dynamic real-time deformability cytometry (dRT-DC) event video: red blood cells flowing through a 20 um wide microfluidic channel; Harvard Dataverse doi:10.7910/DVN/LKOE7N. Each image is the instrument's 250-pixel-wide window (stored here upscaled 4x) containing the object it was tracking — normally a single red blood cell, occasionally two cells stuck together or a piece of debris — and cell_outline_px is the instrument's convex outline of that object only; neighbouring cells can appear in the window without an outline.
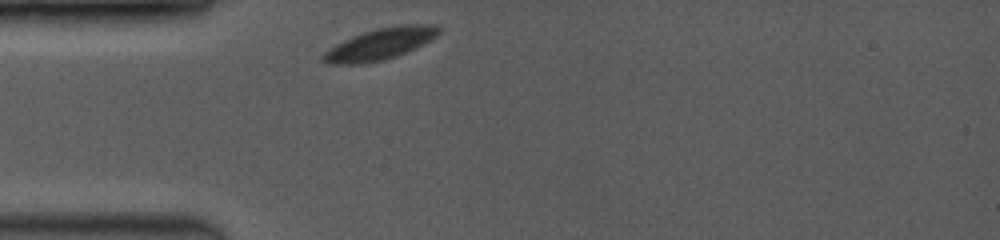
{"species": "common noctule bat (a hibernating species)", "species_latin": "Nyctalus noctula", "temperature_condition": "room temperature", "stored_images_in_passage": 45, "camera_frame_rate_fps": 3500, "um_per_image_px": 0.085, "animal": {"sex": "female", "body_mass_g": 19.0, "forearm_length_mm": 53.3}, "frame": {"image": 1, "passage_image": 1, "time_ms": 0.0, "image_size_px": [1000, 240], "cell_outline_px": [[440, 32], [432, 40], [396, 56], [384, 60], [360, 64], [328, 64], [320, 60], [320, 56], [328, 48], [352, 36], [376, 28], [404, 24], [436, 24], [440, 28]], "centroid_in_image_um": [32.29, 3.74], "position_along_channel_um": 52.7, "area_um2": 21.33}}
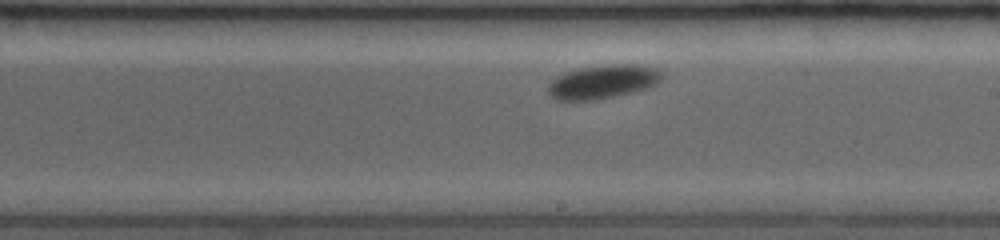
{"frame": {"image": 2, "passage_image": 30, "time_ms": 5.143, "image_size_px": [1000, 240], "cell_outline_px": [[664, 76], [656, 84], [648, 88], [632, 92], [596, 100], [556, 100], [548, 96], [548, 84], [556, 76], [580, 68], [604, 64], [640, 64], [660, 68], [664, 72]], "centroid_in_image_um": [51.29, 6.93], "position_along_channel_um": 237.7, "area_um2": 22.77}}
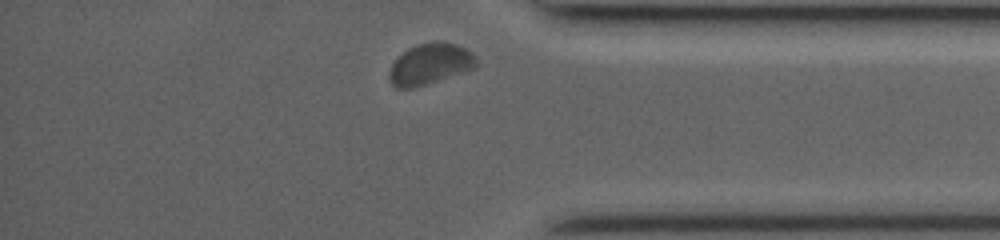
{"frame": {"image": 3, "passage_image": 45, "time_ms": 9.429, "image_size_px": [1000, 240], "cell_outline_px": [[476, 64], [472, 68], [428, 84], [416, 88], [396, 88], [392, 84], [388, 76], [388, 72], [392, 64], [408, 48], [420, 44], [436, 40], [444, 40], [456, 44], [472, 52], [476, 60]], "centroid_in_image_um": [36.52, 5.43], "position_along_channel_um": 398.7, "area_um2": 20.63}, "authors_computed_cell_mechanics": {"area_um2": 21.7906, "velocity_mm_per_s": 3.7676, "shape_relaxation_time_tau1_ms": 9.9767, "shape_relaxation_time_tau2_ms": null, "deformation_change_tau1": 0.1665, "deformation_change_tau2": null}}